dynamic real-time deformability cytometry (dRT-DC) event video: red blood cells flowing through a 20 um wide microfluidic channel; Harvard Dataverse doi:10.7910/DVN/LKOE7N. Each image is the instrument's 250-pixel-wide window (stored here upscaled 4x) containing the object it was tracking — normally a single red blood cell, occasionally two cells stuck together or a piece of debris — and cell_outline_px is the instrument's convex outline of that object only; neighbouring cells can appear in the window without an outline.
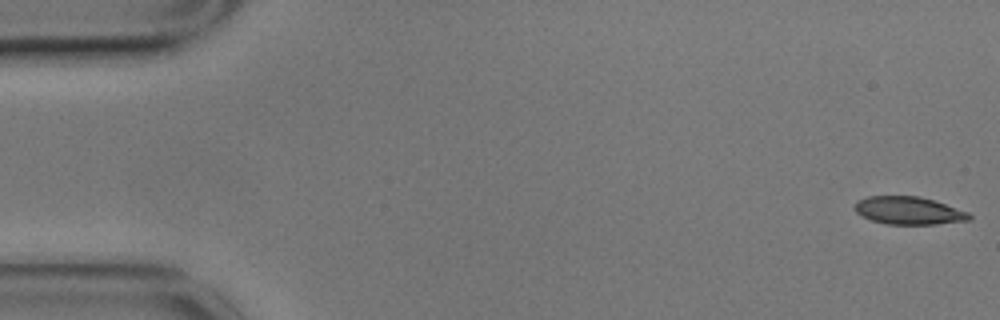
{"species": "common noctule bat (a hibernating species)", "species_latin": "Nyctalus noctula", "temperature_condition": "cold", "stored_images_in_passage": 9, "camera_frame_rate_fps": 3000, "um_per_image_px": 0.085, "animal": {"sex": "male", "body_mass_g": 17.9}, "frame": {"image": 1, "passage_image": 1, "time_ms": 0.0, "image_size_px": [1000, 320], "cell_outline_px": [[972, 220], [936, 224], [888, 224], [872, 220], [856, 212], [852, 208], [856, 200], [868, 196], [920, 196], [968, 212], [972, 216]], "centroid_in_image_um": [77.21, 17.89], "position_along_channel_um": 7.8, "area_um2": 18.5}}